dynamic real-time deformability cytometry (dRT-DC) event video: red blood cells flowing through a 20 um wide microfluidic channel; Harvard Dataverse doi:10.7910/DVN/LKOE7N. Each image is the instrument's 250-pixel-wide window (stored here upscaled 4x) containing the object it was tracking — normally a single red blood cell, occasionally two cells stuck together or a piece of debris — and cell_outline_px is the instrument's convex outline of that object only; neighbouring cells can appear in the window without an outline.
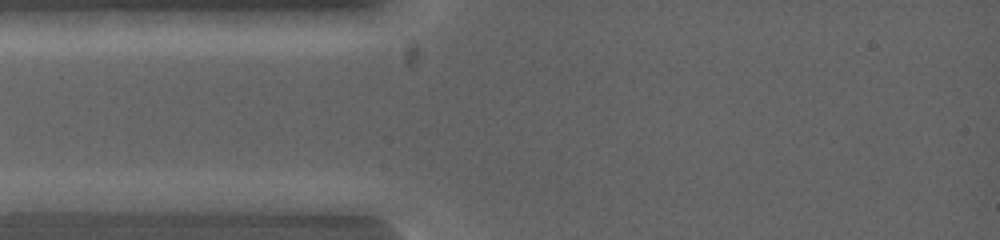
{"species": "common noctule bat (a hibernating species)", "species_latin": "Nyctalus noctula", "temperature_condition": "warm", "stored_images_in_passage": 3, "camera_frame_rate_fps": 5000, "um_per_image_px": 0.085, "animal": {"sex": "female", "body_mass_g": 19.0, "forearm_length_mm": 53.3}, "frame": {"image": 1, "passage_image": 1, "time_ms": 0.0, "image_size_px": [1000, 240], "cell_outline_px": [[140, 200], [128, 208], [84, 212], [44, 212], [16, 208], [12, 200], [40, 192], [104, 192]], "centroid_in_image_um": [6.23, 17.17], "position_along_channel_um": 78.8, "area_um2": 14.68}}